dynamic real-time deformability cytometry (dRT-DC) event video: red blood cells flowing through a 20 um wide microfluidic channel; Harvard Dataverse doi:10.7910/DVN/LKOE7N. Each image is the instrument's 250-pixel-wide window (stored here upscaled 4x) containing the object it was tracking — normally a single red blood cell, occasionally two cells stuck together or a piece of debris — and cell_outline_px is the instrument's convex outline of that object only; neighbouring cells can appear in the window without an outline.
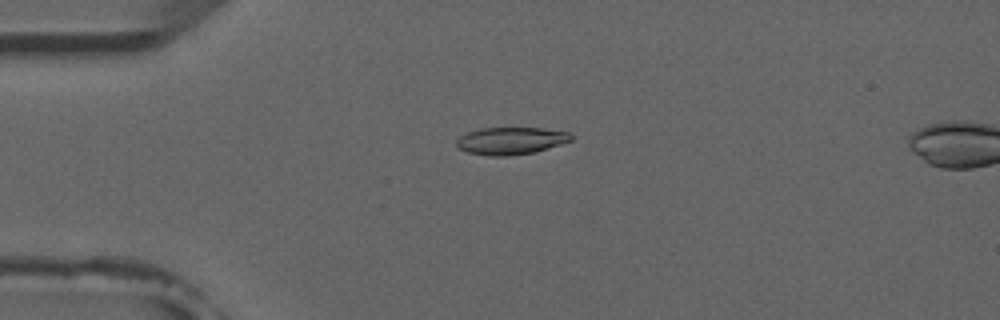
{"species": "common noctule bat (a hibernating species)", "species_latin": "Nyctalus noctula", "temperature_condition": "room temperature", "stored_images_in_passage": 2, "camera_frame_rate_fps": 3000, "um_per_image_px": 0.085, "animal": {"sex": "male", "forearm_length_mm": 52.5}, "frame": {"image": 1, "passage_image": 1, "time_ms": 0.0, "image_size_px": [1000, 320], "cell_outline_px": [[572, 140], [560, 144], [532, 152], [508, 156], [488, 156], [468, 152], [460, 148], [456, 144], [456, 140], [460, 136], [468, 132], [480, 128], [540, 128], [568, 132], [572, 136]], "centroid_in_image_um": [43.39, 11.96], "position_along_channel_um": 41.6, "area_um2": 17.98}}